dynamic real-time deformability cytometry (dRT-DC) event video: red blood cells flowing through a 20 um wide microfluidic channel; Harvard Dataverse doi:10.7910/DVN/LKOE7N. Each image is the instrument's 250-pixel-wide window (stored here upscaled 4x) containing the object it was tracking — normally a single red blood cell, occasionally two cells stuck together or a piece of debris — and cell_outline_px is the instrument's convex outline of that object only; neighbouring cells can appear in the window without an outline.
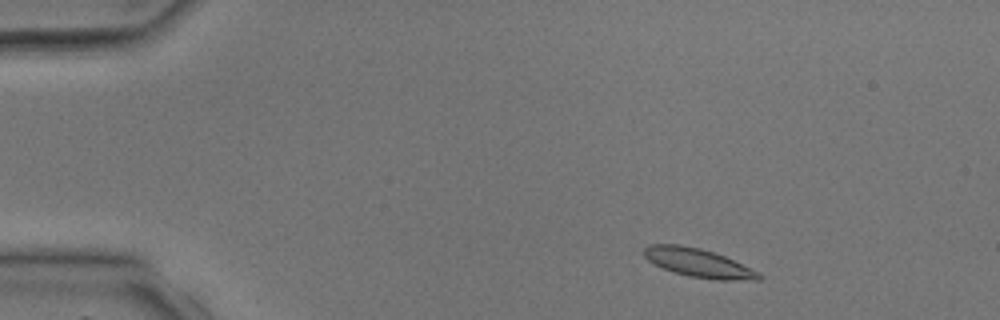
{"species": "common noctule bat (a hibernating species)", "species_latin": "Nyctalus noctula", "temperature_condition": "room temperature", "stored_images_in_passage": 3, "camera_frame_rate_fps": 3000, "um_per_image_px": 0.085, "animal": {"sex": "male", "body_mass_g": 17.9, "forearm_length_mm": 54.2}, "frame": {"image": 1, "passage_image": 1, "time_ms": 0.0, "image_size_px": [1000, 320], "cell_outline_px": [[764, 276], [760, 280], [716, 280], [688, 276], [664, 268], [648, 260], [644, 256], [644, 248], [648, 244], [680, 244], [700, 248], [724, 256], [760, 272]], "centroid_in_image_um": [59.39, 22.35], "position_along_channel_um": 25.6, "area_um2": 19.07}}
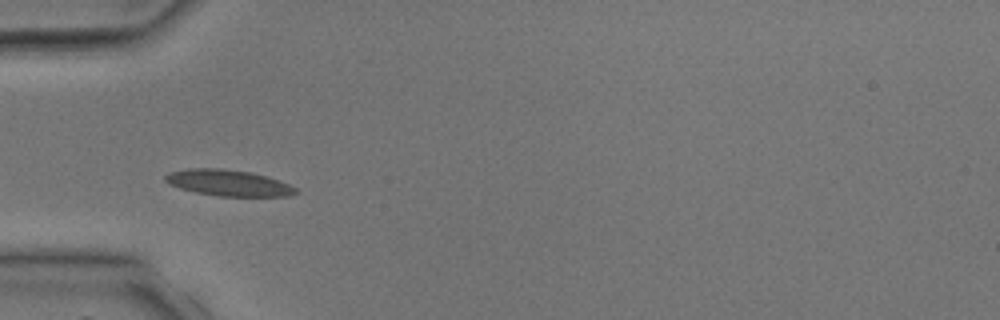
{"frame": {"image": 2, "passage_image": 3, "time_ms": 2.333, "image_size_px": [1000, 320], "cell_outline_px": [[300, 192], [288, 196], [220, 196], [196, 192], [180, 188], [168, 184], [164, 180], [164, 176], [168, 172], [188, 168], [220, 168], [252, 172], [288, 184], [296, 188]], "centroid_in_image_um": [19.37, 15.54], "position_along_channel_um": 65.6, "area_um2": 19.83}}